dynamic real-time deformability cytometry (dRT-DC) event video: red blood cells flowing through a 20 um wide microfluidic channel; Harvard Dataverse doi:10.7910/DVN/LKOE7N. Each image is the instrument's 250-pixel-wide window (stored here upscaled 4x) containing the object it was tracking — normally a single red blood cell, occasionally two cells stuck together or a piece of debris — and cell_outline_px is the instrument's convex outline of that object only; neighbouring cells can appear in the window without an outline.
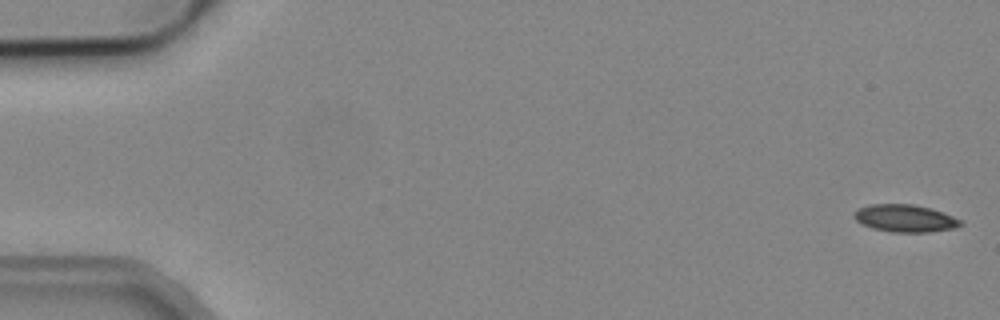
{"species": "common noctule bat (a hibernating species)", "species_latin": "Nyctalus noctula", "temperature_condition": "cold", "stored_images_in_passage": 5, "camera_frame_rate_fps": 3000, "um_per_image_px": 0.085, "animal": {"sex": "male", "body_mass_g": 19.2, "forearm_length_mm": 51.8}, "frame": {"image": 1, "passage_image": 1, "time_ms": 0.0, "image_size_px": [1000, 320], "cell_outline_px": [[964, 224], [956, 228], [928, 232], [892, 232], [872, 228], [856, 220], [852, 216], [852, 212], [868, 204], [912, 204], [932, 208], [952, 216], [960, 220]], "centroid_in_image_um": [76.92, 18.55], "position_along_channel_um": 8.1, "area_um2": 17.05}}